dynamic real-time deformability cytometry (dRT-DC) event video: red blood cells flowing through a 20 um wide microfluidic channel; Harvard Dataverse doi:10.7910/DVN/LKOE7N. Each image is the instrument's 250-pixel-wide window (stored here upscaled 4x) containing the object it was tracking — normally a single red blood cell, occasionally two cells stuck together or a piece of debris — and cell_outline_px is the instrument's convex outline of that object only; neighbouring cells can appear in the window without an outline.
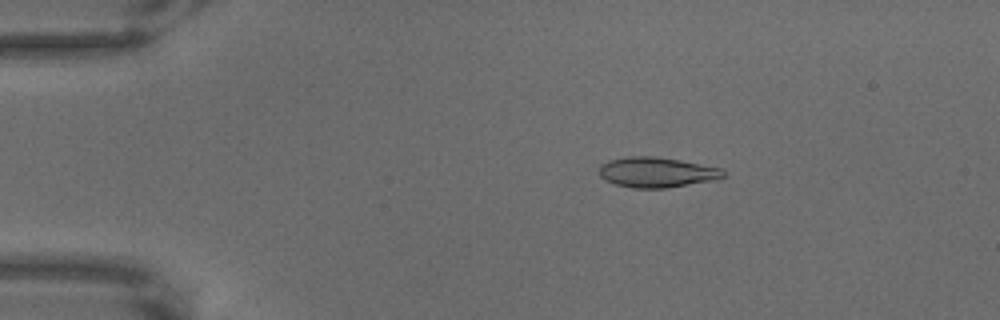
{"species": "common noctule bat (a hibernating species)", "species_latin": "Nyctalus noctula", "temperature_condition": "warm", "stored_images_in_passage": 66, "camera_frame_rate_fps": 3000, "um_per_image_px": 0.085, "animal": {"sex": "male", "body_mass_g": 18.8}, "frame": {"image": 1, "passage_image": 12, "time_ms": 3.667, "image_size_px": [1000, 320], "cell_outline_px": [[724, 176], [716, 180], [668, 188], [632, 188], [616, 184], [604, 180], [600, 176], [600, 164], [608, 160], [628, 156], [652, 156], [680, 160], [724, 168]], "centroid_in_image_um": [55.84, 14.64], "position_along_channel_um": 29.2, "area_um2": 22.08}}
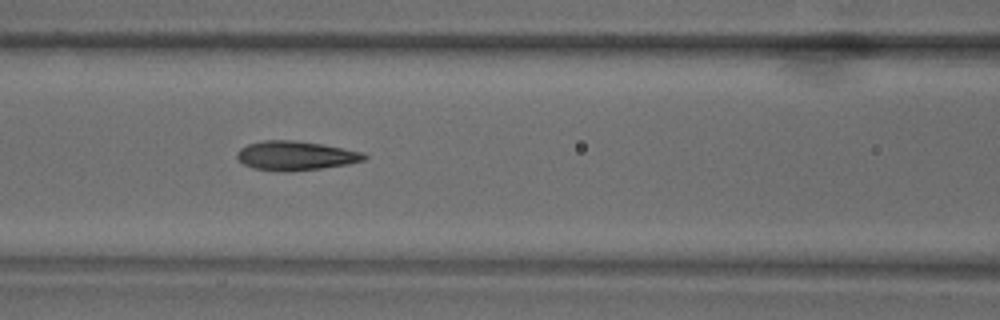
{"frame": {"image": 2, "passage_image": 29, "time_ms": 9.333, "image_size_px": [1000, 320], "cell_outline_px": [[368, 156], [364, 160], [348, 164], [320, 168], [284, 172], [252, 168], [244, 164], [236, 156], [236, 152], [240, 148], [248, 144], [264, 140], [296, 140], [320, 144], [364, 152]], "centroid_in_image_um": [25.11, 13.23], "position_along_channel_um": 141.5, "area_um2": 21.56}}
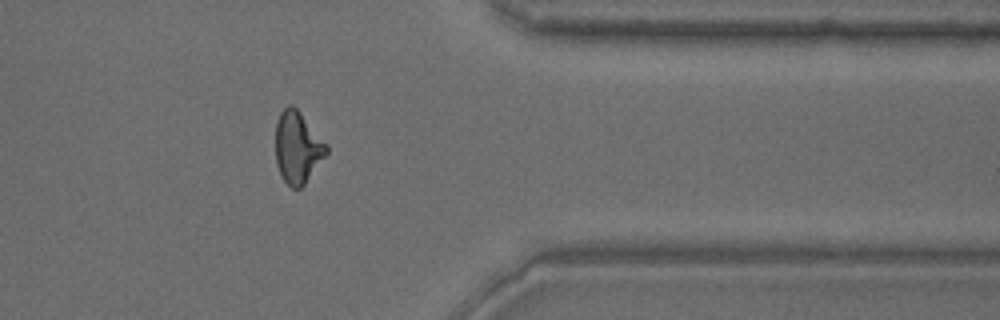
{"frame": {"image": 3, "passage_image": 54, "time_ms": 17.667, "image_size_px": [1000, 320], "cell_outline_px": [[328, 152], [304, 184], [300, 188], [292, 188], [284, 180], [276, 164], [276, 120], [280, 112], [288, 104], [292, 104], [300, 112], [328, 144]], "centroid_in_image_um": [25.29, 12.5], "position_along_channel_um": 386.1, "area_um2": 21.21}}